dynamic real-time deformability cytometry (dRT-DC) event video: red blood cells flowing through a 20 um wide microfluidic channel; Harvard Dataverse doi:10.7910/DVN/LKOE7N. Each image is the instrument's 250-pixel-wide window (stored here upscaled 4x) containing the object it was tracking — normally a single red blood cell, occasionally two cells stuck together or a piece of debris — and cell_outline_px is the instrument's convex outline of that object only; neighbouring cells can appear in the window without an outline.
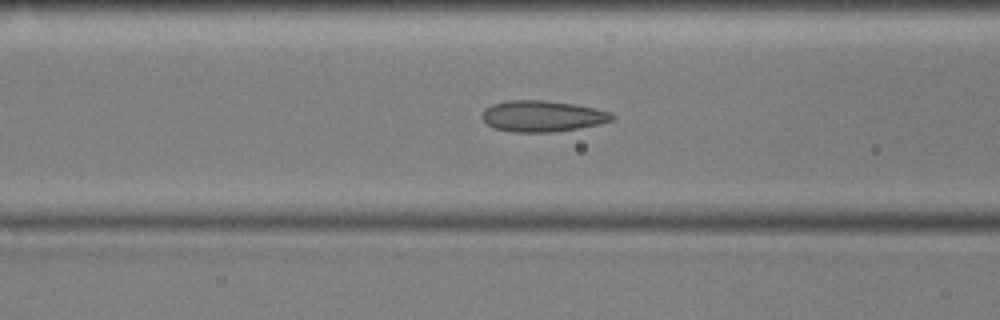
{"species": "common noctule bat (a hibernating species)", "species_latin": "Nyctalus noctula", "temperature_condition": "cold", "stored_images_in_passage": 55, "camera_frame_rate_fps": 3000, "um_per_image_px": 0.085, "animal": {"sex": "male", "body_mass_g": 17.9, "forearm_length_mm": 54.2}, "frame": {"image": 1, "passage_image": 21, "time_ms": 6.667, "image_size_px": [1000, 320], "cell_outline_px": [[616, 116], [612, 120], [600, 124], [552, 132], [512, 132], [496, 128], [488, 124], [480, 116], [484, 108], [492, 104], [508, 100], [544, 100], [572, 104], [596, 108], [612, 112]], "centroid_in_image_um": [46.1, 9.86], "position_along_channel_um": 120.5, "area_um2": 23.58}}
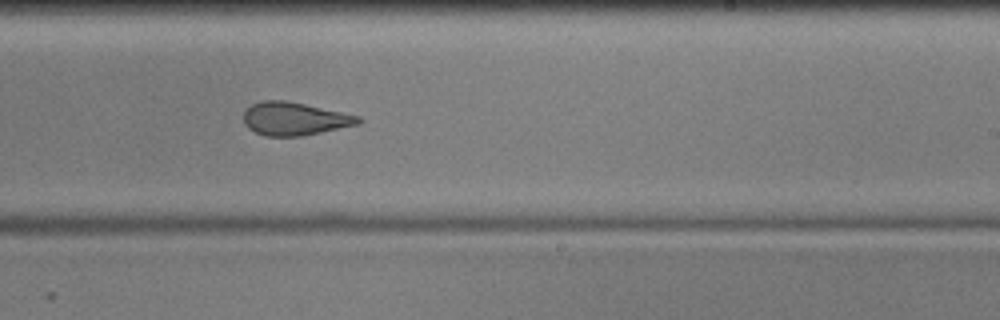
{"frame": {"image": 2, "passage_image": 33, "time_ms": 10.667, "image_size_px": [1000, 320], "cell_outline_px": [[364, 120], [360, 124], [300, 136], [264, 136], [248, 128], [244, 124], [244, 112], [252, 104], [260, 100], [284, 100], [304, 104], [360, 116]], "centroid_in_image_um": [25.03, 10.09], "position_along_channel_um": 264.0, "area_um2": 22.02}}
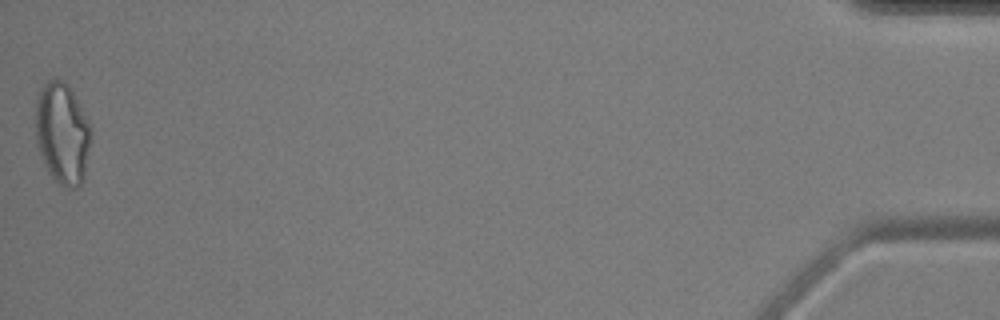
{"frame": {"image": 3, "passage_image": 55, "time_ms": 18.0, "image_size_px": [1000, 320], "cell_outline_px": [[92, 140], [84, 180], [76, 188], [64, 188], [48, 172], [44, 164], [36, 140], [36, 100], [40, 88], [52, 76], [64, 80], [68, 84], [80, 104], [92, 128]], "centroid_in_image_um": [5.33, 11.31], "position_along_channel_um": 429.9, "area_um2": 33.47}, "authors_computed_cell_mechanics": {"area_um2": 24.4494, "velocity_mm_per_s": 3.5886, "shape_relaxation_time_tau1_ms": null, "shape_relaxation_time_tau2_ms": 1.7047, "deformation_change_tau1": null, "deformation_change_tau2": 0.1016}}